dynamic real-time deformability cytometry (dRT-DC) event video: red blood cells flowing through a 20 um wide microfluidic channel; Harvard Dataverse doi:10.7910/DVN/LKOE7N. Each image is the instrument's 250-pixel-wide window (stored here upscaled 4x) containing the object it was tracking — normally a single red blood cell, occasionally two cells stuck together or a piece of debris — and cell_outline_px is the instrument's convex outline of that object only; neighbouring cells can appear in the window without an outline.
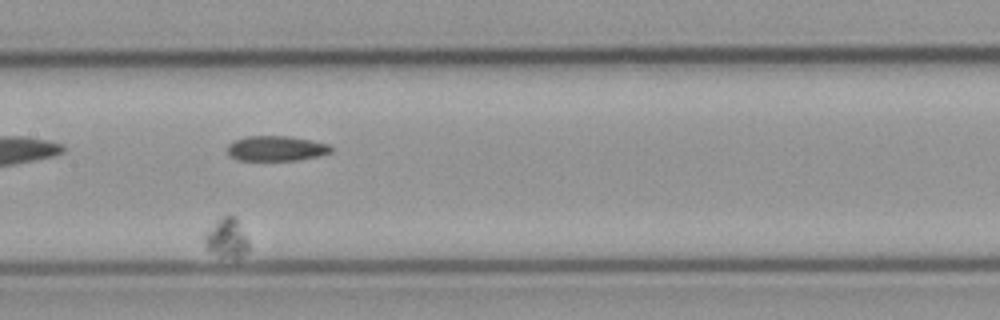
{"species": "common noctule bat (a hibernating species)", "species_latin": "Nyctalus noctula", "temperature_condition": "cold", "stored_images_in_passage": 57, "camera_frame_rate_fps": 3000, "um_per_image_px": 0.085, "animal": {"sex": "male", "body_mass_g": 23.1, "forearm_length_mm": 52.7}, "frame": {"image": 1, "passage_image": 32, "time_ms": 10.333, "image_size_px": [1000, 320], "cell_outline_px": [[252, 248], [244, 256], [236, 260], [220, 256], [208, 252], [204, 248], [204, 232], [224, 216], [232, 216], [236, 220], [248, 240]], "centroid_in_image_um": [19.27, 20.34], "position_along_channel_um": 188.1, "area_um2": 10.4}}
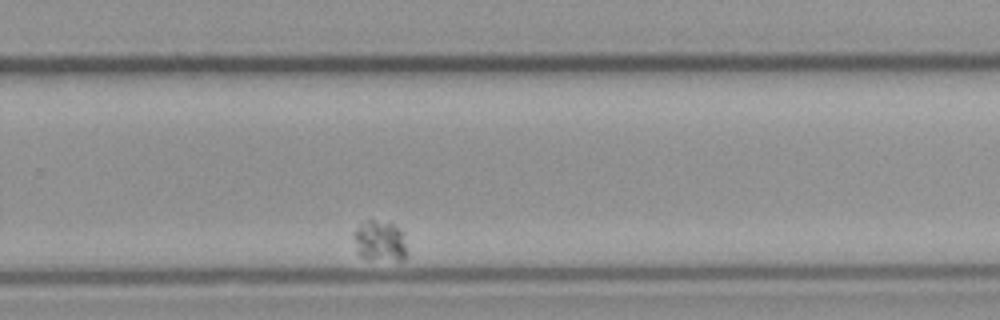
{"frame": {"image": 2, "passage_image": 45, "time_ms": 14.667, "image_size_px": [1000, 320], "cell_outline_px": [[408, 256], [404, 260], [400, 260], [360, 256], [356, 252], [352, 236], [364, 220], [376, 220], [392, 224], [400, 228], [404, 232]], "centroid_in_image_um": [32.32, 20.46], "position_along_channel_um": 297.5, "area_um2": 12.66}}
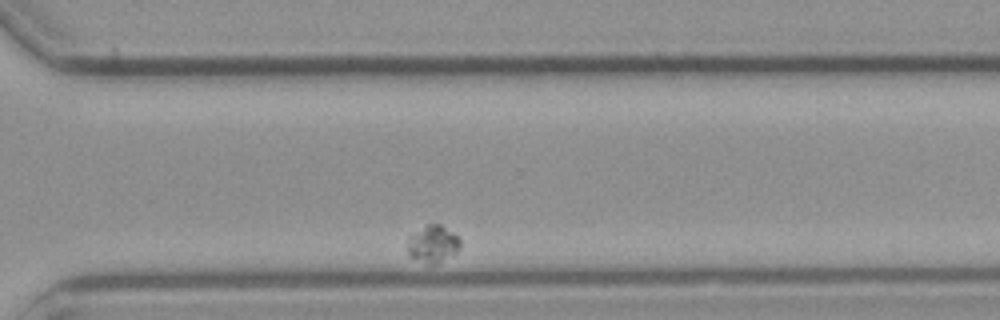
{"frame": {"image": 3, "passage_image": 49, "time_ms": 16.0, "image_size_px": [1000, 320], "cell_outline_px": [[460, 248], [456, 252], [432, 264], [408, 256], [408, 236], [424, 224], [440, 224], [452, 232], [460, 240]], "centroid_in_image_um": [36.75, 20.68], "position_along_channel_um": 333.8, "area_um2": 11.16}}